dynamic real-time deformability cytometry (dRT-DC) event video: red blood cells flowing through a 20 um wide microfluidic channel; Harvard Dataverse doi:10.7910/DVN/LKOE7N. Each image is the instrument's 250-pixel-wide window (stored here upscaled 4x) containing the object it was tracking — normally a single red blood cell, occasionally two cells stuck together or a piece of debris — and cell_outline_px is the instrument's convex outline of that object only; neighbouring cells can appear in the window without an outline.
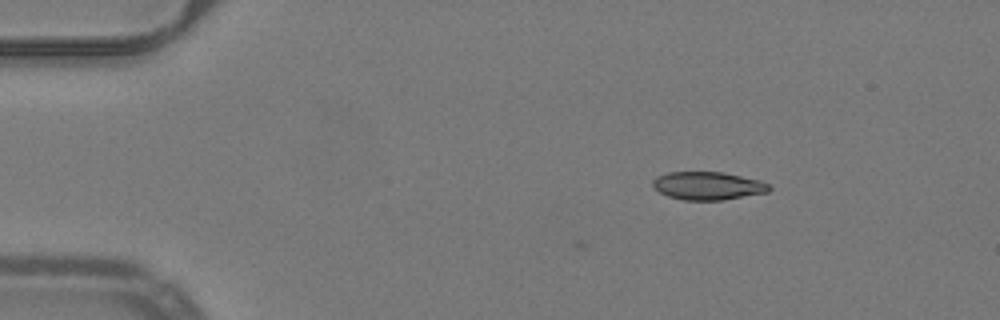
{"species": "common noctule bat (a hibernating species)", "species_latin": "Nyctalus noctula", "temperature_condition": "warm", "stored_images_in_passage": 8, "camera_frame_rate_fps": 3000, "um_per_image_px": 0.085, "animal": {"sex": "male", "body_mass_g": 19.2, "forearm_length_mm": 51.8}, "frame": {"image": 1, "passage_image": 1, "time_ms": 0.0, "image_size_px": [1000, 320], "cell_outline_px": [[772, 188], [768, 192], [724, 200], [684, 200], [668, 196], [660, 192], [652, 184], [652, 180], [656, 176], [668, 172], [724, 172], [760, 180], [768, 184]], "centroid_in_image_um": [60.18, 15.79], "position_along_channel_um": 24.8, "area_um2": 19.07}}